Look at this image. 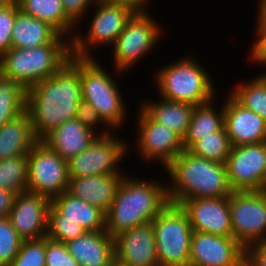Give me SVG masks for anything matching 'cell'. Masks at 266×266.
<instances>
[{"label":"cell","mask_w":266,"mask_h":266,"mask_svg":"<svg viewBox=\"0 0 266 266\" xmlns=\"http://www.w3.org/2000/svg\"><path fill=\"white\" fill-rule=\"evenodd\" d=\"M168 203L164 184L124 176L105 214L106 231L114 238L125 230L150 223Z\"/></svg>","instance_id":"obj_2"},{"label":"cell","mask_w":266,"mask_h":266,"mask_svg":"<svg viewBox=\"0 0 266 266\" xmlns=\"http://www.w3.org/2000/svg\"><path fill=\"white\" fill-rule=\"evenodd\" d=\"M79 266H112L115 263L114 238L105 231H86L66 243Z\"/></svg>","instance_id":"obj_23"},{"label":"cell","mask_w":266,"mask_h":266,"mask_svg":"<svg viewBox=\"0 0 266 266\" xmlns=\"http://www.w3.org/2000/svg\"><path fill=\"white\" fill-rule=\"evenodd\" d=\"M122 178V173L69 178L67 192L106 214L111 208Z\"/></svg>","instance_id":"obj_22"},{"label":"cell","mask_w":266,"mask_h":266,"mask_svg":"<svg viewBox=\"0 0 266 266\" xmlns=\"http://www.w3.org/2000/svg\"><path fill=\"white\" fill-rule=\"evenodd\" d=\"M97 12L91 20L90 29L86 38L80 34L71 38L72 55L79 58H92L89 55L90 48L96 45L114 44L120 33L126 26L127 21L136 12L123 4L95 1Z\"/></svg>","instance_id":"obj_10"},{"label":"cell","mask_w":266,"mask_h":266,"mask_svg":"<svg viewBox=\"0 0 266 266\" xmlns=\"http://www.w3.org/2000/svg\"><path fill=\"white\" fill-rule=\"evenodd\" d=\"M189 266H245V249L233 237L193 231Z\"/></svg>","instance_id":"obj_14"},{"label":"cell","mask_w":266,"mask_h":266,"mask_svg":"<svg viewBox=\"0 0 266 266\" xmlns=\"http://www.w3.org/2000/svg\"><path fill=\"white\" fill-rule=\"evenodd\" d=\"M48 219L71 220L86 231H105V213L82 199L73 197L67 191L51 200Z\"/></svg>","instance_id":"obj_21"},{"label":"cell","mask_w":266,"mask_h":266,"mask_svg":"<svg viewBox=\"0 0 266 266\" xmlns=\"http://www.w3.org/2000/svg\"><path fill=\"white\" fill-rule=\"evenodd\" d=\"M224 126L232 146L266 141V121L244 108L231 95L224 104Z\"/></svg>","instance_id":"obj_19"},{"label":"cell","mask_w":266,"mask_h":266,"mask_svg":"<svg viewBox=\"0 0 266 266\" xmlns=\"http://www.w3.org/2000/svg\"><path fill=\"white\" fill-rule=\"evenodd\" d=\"M71 56V43H49L33 48L11 47L0 57V72L28 90L59 71Z\"/></svg>","instance_id":"obj_4"},{"label":"cell","mask_w":266,"mask_h":266,"mask_svg":"<svg viewBox=\"0 0 266 266\" xmlns=\"http://www.w3.org/2000/svg\"><path fill=\"white\" fill-rule=\"evenodd\" d=\"M232 147L224 126L220 131L195 142L187 151L194 156L205 158L216 163L226 164Z\"/></svg>","instance_id":"obj_31"},{"label":"cell","mask_w":266,"mask_h":266,"mask_svg":"<svg viewBox=\"0 0 266 266\" xmlns=\"http://www.w3.org/2000/svg\"><path fill=\"white\" fill-rule=\"evenodd\" d=\"M172 184L167 186L170 203L179 205L184 200L227 197L231 190L226 164L197 157L183 150L166 167Z\"/></svg>","instance_id":"obj_3"},{"label":"cell","mask_w":266,"mask_h":266,"mask_svg":"<svg viewBox=\"0 0 266 266\" xmlns=\"http://www.w3.org/2000/svg\"><path fill=\"white\" fill-rule=\"evenodd\" d=\"M112 266H122V265H119L118 263H114Z\"/></svg>","instance_id":"obj_47"},{"label":"cell","mask_w":266,"mask_h":266,"mask_svg":"<svg viewBox=\"0 0 266 266\" xmlns=\"http://www.w3.org/2000/svg\"><path fill=\"white\" fill-rule=\"evenodd\" d=\"M115 262L122 266H159L152 222L114 237Z\"/></svg>","instance_id":"obj_18"},{"label":"cell","mask_w":266,"mask_h":266,"mask_svg":"<svg viewBox=\"0 0 266 266\" xmlns=\"http://www.w3.org/2000/svg\"><path fill=\"white\" fill-rule=\"evenodd\" d=\"M256 42L253 44L250 50V57H252L254 62L266 64V33H256Z\"/></svg>","instance_id":"obj_41"},{"label":"cell","mask_w":266,"mask_h":266,"mask_svg":"<svg viewBox=\"0 0 266 266\" xmlns=\"http://www.w3.org/2000/svg\"><path fill=\"white\" fill-rule=\"evenodd\" d=\"M28 185V155L0 160V188L16 194L26 192Z\"/></svg>","instance_id":"obj_32"},{"label":"cell","mask_w":266,"mask_h":266,"mask_svg":"<svg viewBox=\"0 0 266 266\" xmlns=\"http://www.w3.org/2000/svg\"><path fill=\"white\" fill-rule=\"evenodd\" d=\"M65 37L49 23L18 10L12 29L11 47L33 48L49 43H71V38L65 42Z\"/></svg>","instance_id":"obj_24"},{"label":"cell","mask_w":266,"mask_h":266,"mask_svg":"<svg viewBox=\"0 0 266 266\" xmlns=\"http://www.w3.org/2000/svg\"><path fill=\"white\" fill-rule=\"evenodd\" d=\"M86 230L76 222L62 219H48L47 237L62 243H68L81 235Z\"/></svg>","instance_id":"obj_35"},{"label":"cell","mask_w":266,"mask_h":266,"mask_svg":"<svg viewBox=\"0 0 266 266\" xmlns=\"http://www.w3.org/2000/svg\"><path fill=\"white\" fill-rule=\"evenodd\" d=\"M28 155L27 191L51 200L68 190V162L39 140Z\"/></svg>","instance_id":"obj_9"},{"label":"cell","mask_w":266,"mask_h":266,"mask_svg":"<svg viewBox=\"0 0 266 266\" xmlns=\"http://www.w3.org/2000/svg\"><path fill=\"white\" fill-rule=\"evenodd\" d=\"M245 266H266V241L245 249Z\"/></svg>","instance_id":"obj_40"},{"label":"cell","mask_w":266,"mask_h":266,"mask_svg":"<svg viewBox=\"0 0 266 266\" xmlns=\"http://www.w3.org/2000/svg\"><path fill=\"white\" fill-rule=\"evenodd\" d=\"M226 169L232 191L266 190V141L233 146Z\"/></svg>","instance_id":"obj_12"},{"label":"cell","mask_w":266,"mask_h":266,"mask_svg":"<svg viewBox=\"0 0 266 266\" xmlns=\"http://www.w3.org/2000/svg\"><path fill=\"white\" fill-rule=\"evenodd\" d=\"M51 199L32 192L18 193L9 219L23 240L39 239L47 235L48 211Z\"/></svg>","instance_id":"obj_17"},{"label":"cell","mask_w":266,"mask_h":266,"mask_svg":"<svg viewBox=\"0 0 266 266\" xmlns=\"http://www.w3.org/2000/svg\"><path fill=\"white\" fill-rule=\"evenodd\" d=\"M110 129L101 131L100 134L84 126L76 118L65 121L60 126L51 130L41 141L49 148L69 161L74 156L85 151L98 135L110 134Z\"/></svg>","instance_id":"obj_20"},{"label":"cell","mask_w":266,"mask_h":266,"mask_svg":"<svg viewBox=\"0 0 266 266\" xmlns=\"http://www.w3.org/2000/svg\"><path fill=\"white\" fill-rule=\"evenodd\" d=\"M19 6L10 4L0 7V57L11 48L12 29Z\"/></svg>","instance_id":"obj_37"},{"label":"cell","mask_w":266,"mask_h":266,"mask_svg":"<svg viewBox=\"0 0 266 266\" xmlns=\"http://www.w3.org/2000/svg\"><path fill=\"white\" fill-rule=\"evenodd\" d=\"M27 90L0 72V127L26 110Z\"/></svg>","instance_id":"obj_29"},{"label":"cell","mask_w":266,"mask_h":266,"mask_svg":"<svg viewBox=\"0 0 266 266\" xmlns=\"http://www.w3.org/2000/svg\"><path fill=\"white\" fill-rule=\"evenodd\" d=\"M256 33H266V0H260Z\"/></svg>","instance_id":"obj_44"},{"label":"cell","mask_w":266,"mask_h":266,"mask_svg":"<svg viewBox=\"0 0 266 266\" xmlns=\"http://www.w3.org/2000/svg\"><path fill=\"white\" fill-rule=\"evenodd\" d=\"M19 10L49 23L61 35L66 36L75 23L66 15L61 0H23Z\"/></svg>","instance_id":"obj_28"},{"label":"cell","mask_w":266,"mask_h":266,"mask_svg":"<svg viewBox=\"0 0 266 266\" xmlns=\"http://www.w3.org/2000/svg\"><path fill=\"white\" fill-rule=\"evenodd\" d=\"M45 266H79V264L68 252L65 243L51 240L46 236Z\"/></svg>","instance_id":"obj_36"},{"label":"cell","mask_w":266,"mask_h":266,"mask_svg":"<svg viewBox=\"0 0 266 266\" xmlns=\"http://www.w3.org/2000/svg\"><path fill=\"white\" fill-rule=\"evenodd\" d=\"M138 152L147 160H160L166 167L183 150V138L171 128L153 121L140 110Z\"/></svg>","instance_id":"obj_16"},{"label":"cell","mask_w":266,"mask_h":266,"mask_svg":"<svg viewBox=\"0 0 266 266\" xmlns=\"http://www.w3.org/2000/svg\"><path fill=\"white\" fill-rule=\"evenodd\" d=\"M101 67L93 57L80 58L82 97L94 106L104 125L115 129L124 122L126 106L115 80Z\"/></svg>","instance_id":"obj_7"},{"label":"cell","mask_w":266,"mask_h":266,"mask_svg":"<svg viewBox=\"0 0 266 266\" xmlns=\"http://www.w3.org/2000/svg\"><path fill=\"white\" fill-rule=\"evenodd\" d=\"M113 135H98L85 151L67 161L69 178L121 173L117 166L129 146Z\"/></svg>","instance_id":"obj_13"},{"label":"cell","mask_w":266,"mask_h":266,"mask_svg":"<svg viewBox=\"0 0 266 266\" xmlns=\"http://www.w3.org/2000/svg\"><path fill=\"white\" fill-rule=\"evenodd\" d=\"M22 242L9 217L0 218V266L10 265L19 253Z\"/></svg>","instance_id":"obj_33"},{"label":"cell","mask_w":266,"mask_h":266,"mask_svg":"<svg viewBox=\"0 0 266 266\" xmlns=\"http://www.w3.org/2000/svg\"><path fill=\"white\" fill-rule=\"evenodd\" d=\"M38 141L25 110L0 127V160L27 155Z\"/></svg>","instance_id":"obj_25"},{"label":"cell","mask_w":266,"mask_h":266,"mask_svg":"<svg viewBox=\"0 0 266 266\" xmlns=\"http://www.w3.org/2000/svg\"><path fill=\"white\" fill-rule=\"evenodd\" d=\"M193 231L233 237L229 196L184 200L180 204Z\"/></svg>","instance_id":"obj_15"},{"label":"cell","mask_w":266,"mask_h":266,"mask_svg":"<svg viewBox=\"0 0 266 266\" xmlns=\"http://www.w3.org/2000/svg\"><path fill=\"white\" fill-rule=\"evenodd\" d=\"M82 99L80 58L72 55L59 71L27 90L26 111L35 136L41 140L54 128L75 118Z\"/></svg>","instance_id":"obj_1"},{"label":"cell","mask_w":266,"mask_h":266,"mask_svg":"<svg viewBox=\"0 0 266 266\" xmlns=\"http://www.w3.org/2000/svg\"><path fill=\"white\" fill-rule=\"evenodd\" d=\"M205 70L188 56L166 65L155 74L160 95L163 99L193 106L213 101L215 88Z\"/></svg>","instance_id":"obj_5"},{"label":"cell","mask_w":266,"mask_h":266,"mask_svg":"<svg viewBox=\"0 0 266 266\" xmlns=\"http://www.w3.org/2000/svg\"><path fill=\"white\" fill-rule=\"evenodd\" d=\"M151 222L159 266H189L193 230L181 206L169 202Z\"/></svg>","instance_id":"obj_6"},{"label":"cell","mask_w":266,"mask_h":266,"mask_svg":"<svg viewBox=\"0 0 266 266\" xmlns=\"http://www.w3.org/2000/svg\"><path fill=\"white\" fill-rule=\"evenodd\" d=\"M46 236L23 240L17 256L9 266H45Z\"/></svg>","instance_id":"obj_34"},{"label":"cell","mask_w":266,"mask_h":266,"mask_svg":"<svg viewBox=\"0 0 266 266\" xmlns=\"http://www.w3.org/2000/svg\"><path fill=\"white\" fill-rule=\"evenodd\" d=\"M14 0H0V7L13 4Z\"/></svg>","instance_id":"obj_45"},{"label":"cell","mask_w":266,"mask_h":266,"mask_svg":"<svg viewBox=\"0 0 266 266\" xmlns=\"http://www.w3.org/2000/svg\"><path fill=\"white\" fill-rule=\"evenodd\" d=\"M66 15L76 24L96 0H61Z\"/></svg>","instance_id":"obj_39"},{"label":"cell","mask_w":266,"mask_h":266,"mask_svg":"<svg viewBox=\"0 0 266 266\" xmlns=\"http://www.w3.org/2000/svg\"><path fill=\"white\" fill-rule=\"evenodd\" d=\"M141 109L153 121L171 128L183 138L188 130L194 106L162 98L156 103L144 102Z\"/></svg>","instance_id":"obj_26"},{"label":"cell","mask_w":266,"mask_h":266,"mask_svg":"<svg viewBox=\"0 0 266 266\" xmlns=\"http://www.w3.org/2000/svg\"><path fill=\"white\" fill-rule=\"evenodd\" d=\"M231 96L244 108L253 111L266 121V74L239 84L232 90Z\"/></svg>","instance_id":"obj_30"},{"label":"cell","mask_w":266,"mask_h":266,"mask_svg":"<svg viewBox=\"0 0 266 266\" xmlns=\"http://www.w3.org/2000/svg\"><path fill=\"white\" fill-rule=\"evenodd\" d=\"M16 193L0 188V218L8 217L14 204Z\"/></svg>","instance_id":"obj_42"},{"label":"cell","mask_w":266,"mask_h":266,"mask_svg":"<svg viewBox=\"0 0 266 266\" xmlns=\"http://www.w3.org/2000/svg\"><path fill=\"white\" fill-rule=\"evenodd\" d=\"M98 1L127 5L136 12L145 11V6H146L145 4L146 2H148V0H98Z\"/></svg>","instance_id":"obj_43"},{"label":"cell","mask_w":266,"mask_h":266,"mask_svg":"<svg viewBox=\"0 0 266 266\" xmlns=\"http://www.w3.org/2000/svg\"><path fill=\"white\" fill-rule=\"evenodd\" d=\"M23 0H14V4L19 5Z\"/></svg>","instance_id":"obj_46"},{"label":"cell","mask_w":266,"mask_h":266,"mask_svg":"<svg viewBox=\"0 0 266 266\" xmlns=\"http://www.w3.org/2000/svg\"><path fill=\"white\" fill-rule=\"evenodd\" d=\"M212 102L194 106L188 130L183 137L184 150H188L195 142L224 127V105L218 113Z\"/></svg>","instance_id":"obj_27"},{"label":"cell","mask_w":266,"mask_h":266,"mask_svg":"<svg viewBox=\"0 0 266 266\" xmlns=\"http://www.w3.org/2000/svg\"><path fill=\"white\" fill-rule=\"evenodd\" d=\"M149 15L146 11L135 12L112 45L117 71H125L136 64L158 41L160 26Z\"/></svg>","instance_id":"obj_11"},{"label":"cell","mask_w":266,"mask_h":266,"mask_svg":"<svg viewBox=\"0 0 266 266\" xmlns=\"http://www.w3.org/2000/svg\"><path fill=\"white\" fill-rule=\"evenodd\" d=\"M233 238L244 248L266 241V190L229 195Z\"/></svg>","instance_id":"obj_8"},{"label":"cell","mask_w":266,"mask_h":266,"mask_svg":"<svg viewBox=\"0 0 266 266\" xmlns=\"http://www.w3.org/2000/svg\"><path fill=\"white\" fill-rule=\"evenodd\" d=\"M75 118L79 120L84 126L90 128L91 130L96 131L94 128L102 122L104 123L101 117L98 115L96 109L92 104L85 100H81L77 106Z\"/></svg>","instance_id":"obj_38"}]
</instances>
